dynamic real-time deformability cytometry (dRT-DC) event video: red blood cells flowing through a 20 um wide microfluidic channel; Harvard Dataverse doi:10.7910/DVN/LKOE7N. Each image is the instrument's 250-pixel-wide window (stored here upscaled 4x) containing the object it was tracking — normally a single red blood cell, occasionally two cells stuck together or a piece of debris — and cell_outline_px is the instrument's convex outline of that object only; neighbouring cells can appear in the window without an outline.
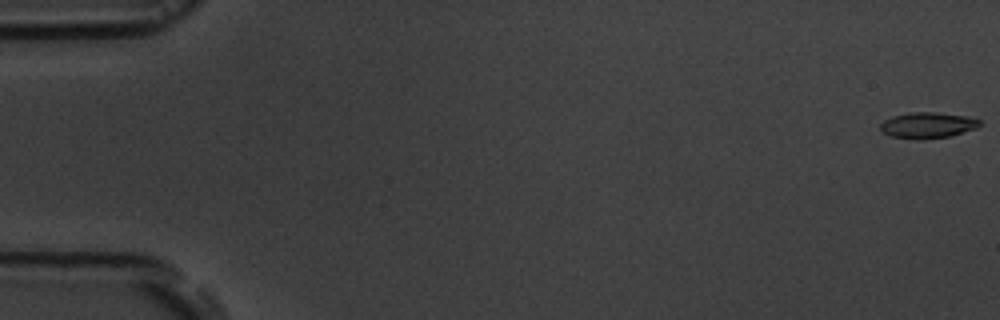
{"species": "common noctule bat (a hibernating species)", "species_latin": "Nyctalus noctula", "temperature_condition": "room temperature", "stored_images_in_passage": 7, "camera_frame_rate_fps": 3000, "um_per_image_px": 0.085, "animal": {"sex": "male", "body_mass_g": 19.5, "forearm_length_mm": 54.6}, "frame": {"image": 1, "passage_image": 1, "time_ms": 0.0, "image_size_px": [1000, 320], "cell_outline_px": [[980, 124], [976, 128], [948, 136], [920, 140], [916, 140], [892, 136], [884, 132], [880, 128], [880, 124], [884, 120], [892, 116], [912, 112], [936, 112], [968, 116], [980, 120]], "centroid_in_image_um": [78.84, 10.64], "position_along_channel_um": 6.2, "area_um2": 14.91}}
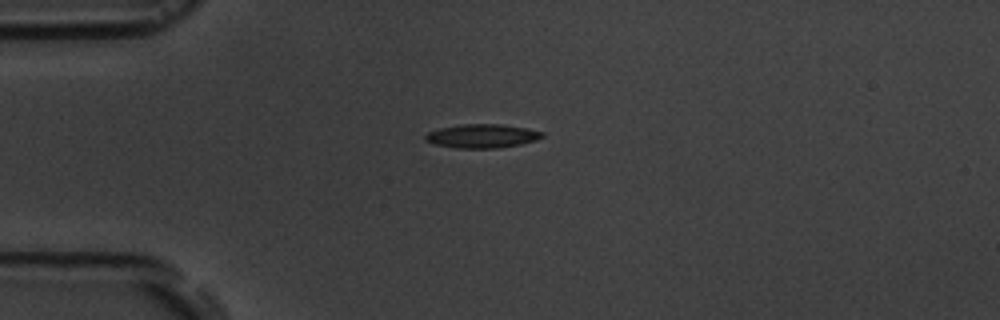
{"frame": {"image": 2, "passage_image": 5, "time_ms": 4.667, "image_size_px": [1000, 320], "cell_outline_px": [[544, 136], [536, 140], [520, 144], [496, 148], [456, 148], [432, 144], [424, 140], [424, 136], [428, 132], [440, 128], [464, 124], [500, 124], [524, 128], [544, 132]], "centroid_in_image_um": [40.94, 11.57], "position_along_channel_um": 44.1, "area_um2": 16.13}}
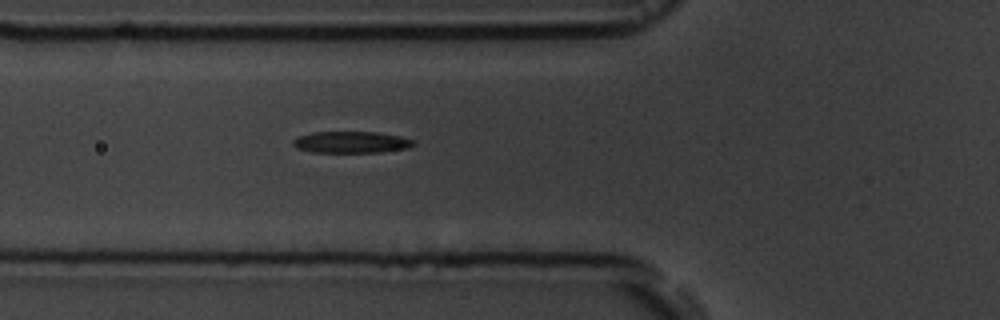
{"frame": {"image": 3, "passage_image": 7, "time_ms": 6.667, "image_size_px": [1000, 320], "cell_outline_px": [[416, 144], [408, 148], [380, 152], [312, 152], [296, 148], [292, 144], [292, 140], [300, 136], [312, 132], [376, 132], [400, 136], [416, 140]], "centroid_in_image_um": [29.88, 12.08], "position_along_channel_um": 95.9, "area_um2": 15.2}}